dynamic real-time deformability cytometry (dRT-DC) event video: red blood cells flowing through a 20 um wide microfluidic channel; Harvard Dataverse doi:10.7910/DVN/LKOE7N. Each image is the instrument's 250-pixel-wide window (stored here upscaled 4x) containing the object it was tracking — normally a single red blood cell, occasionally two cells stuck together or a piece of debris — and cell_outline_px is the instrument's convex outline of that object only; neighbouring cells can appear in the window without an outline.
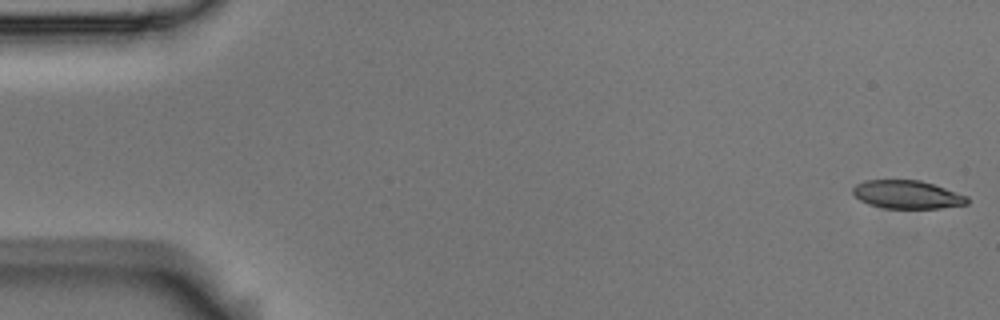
{"species": "Egyptian fruit bat (a non-hibernating species)", "species_latin": "Rousettus aegyptiacus", "temperature_condition": "room temperature", "stored_images_in_passage": 57, "camera_frame_rate_fps": 3000, "um_per_image_px": 0.085, "animal": {"sex": "male"}, "frame": {"image": 1, "passage_image": 1, "time_ms": 0.0, "image_size_px": [1000, 320], "cell_outline_px": [[968, 204], [940, 208], [884, 208], [868, 204], [860, 200], [852, 192], [852, 188], [856, 184], [864, 180], [920, 180], [968, 196]], "centroid_in_image_um": [77.09, 16.54], "position_along_channel_um": 7.9, "area_um2": 18.73}}
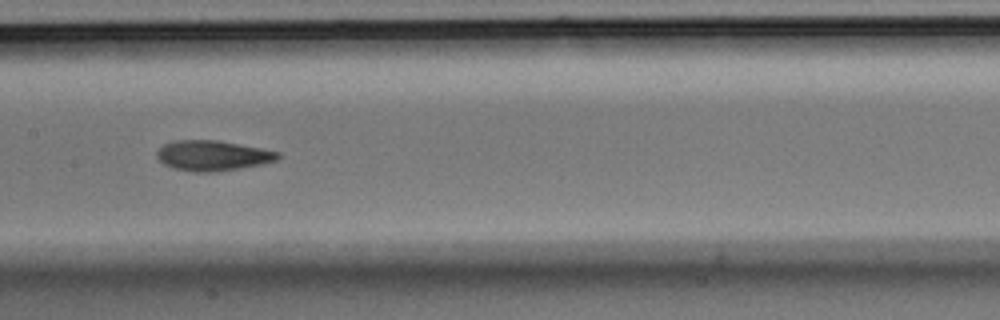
{"frame": {"image": 2, "passage_image": 28, "time_ms": 9.0, "image_size_px": [1000, 320], "cell_outline_px": [[280, 156], [276, 160], [260, 164], [240, 168], [216, 172], [192, 172], [172, 168], [164, 164], [156, 156], [156, 152], [164, 144], [172, 140], [216, 140], [260, 148], [280, 152]], "centroid_in_image_um": [18.03, 13.23], "position_along_channel_um": 189.4, "area_um2": 21.27}}
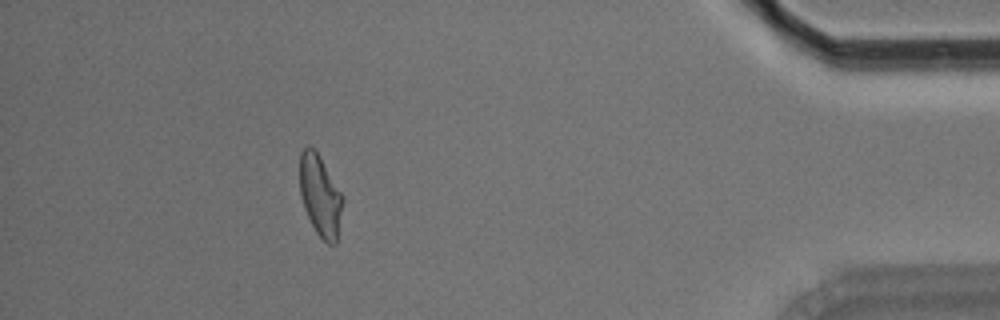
{"frame": {"image": 3, "passage_image": 51, "time_ms": 16.667, "image_size_px": [1000, 320], "cell_outline_px": [[344, 200], [336, 244], [328, 244], [316, 232], [304, 208], [300, 196], [300, 152], [304, 148], [316, 148], [344, 196]], "centroid_in_image_um": [27.24, 16.61], "position_along_channel_um": 408.0, "area_um2": 20.52}, "authors_computed_cell_mechanics": {"area_um2": 20.7502, "velocity_mm_per_s": 3.5372, "shape_relaxation_time_tau1_ms": 5.1378, "shape_relaxation_time_tau2_ms": 2.5339, "deformation_change_tau1": 0.167, "deformation_change_tau2": 0.098}}